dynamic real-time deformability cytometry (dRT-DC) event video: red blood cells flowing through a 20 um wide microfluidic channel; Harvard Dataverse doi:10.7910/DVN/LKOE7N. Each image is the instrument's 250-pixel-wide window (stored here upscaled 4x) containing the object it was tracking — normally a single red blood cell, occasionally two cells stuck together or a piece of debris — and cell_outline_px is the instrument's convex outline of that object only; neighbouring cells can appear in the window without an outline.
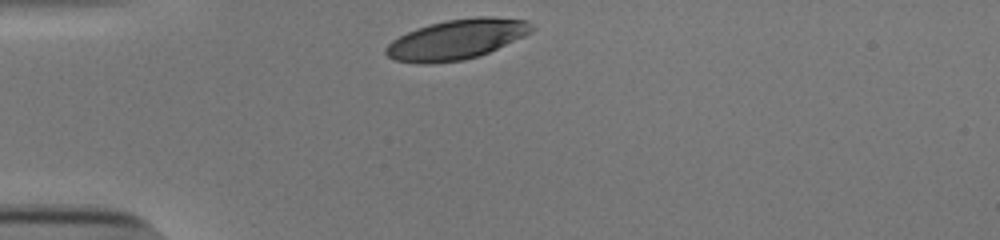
{"species": "human", "species_latin": "Homo sapiens", "temperature_condition": "cold", "stored_images_in_passage": 29, "camera_frame_rate_fps": 3000, "um_per_image_px": 0.085, "donor": {"sex": "male"}, "frame": {"image": 1, "passage_image": 1, "time_ms": 0.0, "image_size_px": [1000, 240], "cell_outline_px": [[536, 28], [532, 32], [524, 36], [480, 56], [464, 60], [432, 64], [420, 64], [396, 60], [388, 56], [384, 52], [384, 48], [392, 40], [416, 28], [428, 24], [448, 20], [476, 16], [492, 16], [528, 20]], "centroid_in_image_um": [38.83, 3.35], "position_along_channel_um": 46.2, "area_um2": 34.28}}
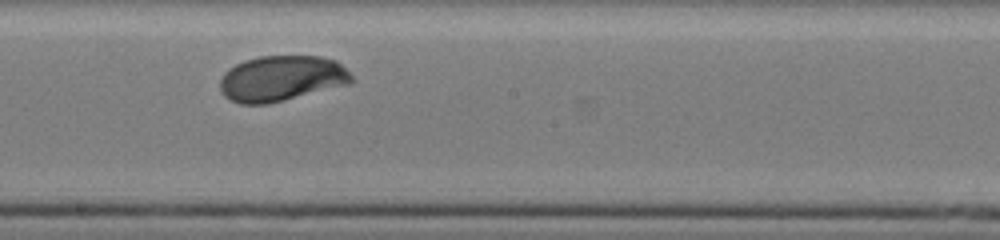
{"frame": {"image": 2, "passage_image": 17, "time_ms": 5.333, "image_size_px": [1000, 240], "cell_outline_px": [[352, 84], [268, 104], [240, 104], [224, 96], [220, 88], [220, 80], [224, 72], [236, 64], [244, 60], [260, 56], [320, 56], [336, 60], [352, 76]], "centroid_in_image_um": [23.93, 6.67], "position_along_channel_um": 224.3, "area_um2": 35.08}}
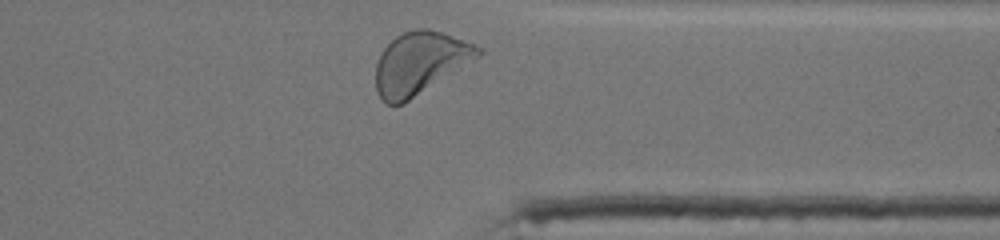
{"frame": {"image": 3, "passage_image": 29, "time_ms": 9.333, "image_size_px": [1000, 240], "cell_outline_px": [[484, 52], [480, 56], [404, 104], [388, 104], [380, 100], [376, 92], [376, 64], [380, 52], [396, 36], [404, 32], [416, 28], [428, 28], [476, 44], [484, 48]], "centroid_in_image_um": [35.69, 5.36], "position_along_channel_um": 375.7, "area_um2": 37.28}, "authors_computed_cell_mechanics": {"area_um2": 35.0268, "velocity_mm_per_s": 3.8187, "shape_relaxation_time_tau1_ms": 2.5795, "shape_relaxation_time_tau2_ms": null, "deformation_change_tau1": 0.1454, "deformation_change_tau2": null}}